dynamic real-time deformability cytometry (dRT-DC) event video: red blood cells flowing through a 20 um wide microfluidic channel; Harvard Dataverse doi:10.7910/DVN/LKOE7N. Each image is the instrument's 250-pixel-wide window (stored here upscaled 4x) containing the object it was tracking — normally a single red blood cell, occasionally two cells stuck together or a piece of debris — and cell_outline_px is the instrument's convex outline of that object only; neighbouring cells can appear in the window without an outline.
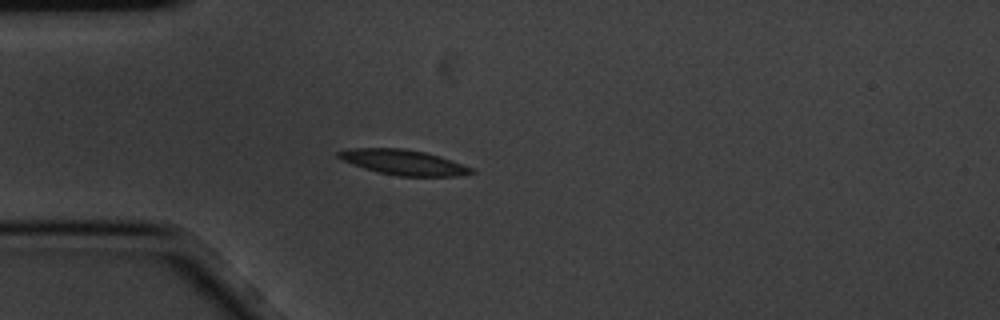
{"species": "common noctule bat (a hibernating species)", "species_latin": "Nyctalus noctula", "temperature_condition": "cold", "stored_images_in_passage": 2, "camera_frame_rate_fps": 3000, "um_per_image_px": 0.085, "animal": {"sex": "male", "body_mass_g": 20.1, "forearm_length_mm": 53.5}, "frame": {"image": 1, "passage_image": 1, "time_ms": 0.0, "image_size_px": [1000, 320], "cell_outline_px": [[476, 172], [456, 176], [396, 176], [364, 168], [352, 164], [336, 156], [336, 152], [352, 148], [404, 148], [424, 152], [472, 168]], "centroid_in_image_um": [34.24, 13.79], "position_along_channel_um": 50.8, "area_um2": 19.07}}